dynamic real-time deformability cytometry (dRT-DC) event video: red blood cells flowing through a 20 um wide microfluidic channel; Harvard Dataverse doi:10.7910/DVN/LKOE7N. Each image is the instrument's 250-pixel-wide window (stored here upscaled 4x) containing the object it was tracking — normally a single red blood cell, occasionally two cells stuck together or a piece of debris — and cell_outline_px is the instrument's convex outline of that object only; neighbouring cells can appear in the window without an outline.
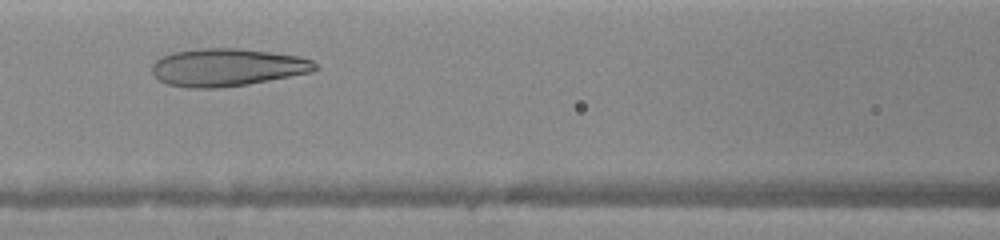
{"species": "human", "species_latin": "Homo sapiens", "temperature_condition": "warm", "stored_images_in_passage": 42, "camera_frame_rate_fps": 3000, "um_per_image_px": 0.085, "donor": {"sex": "female"}, "frame": {"image": 1, "passage_image": 13, "time_ms": 2.667, "image_size_px": [1000, 240], "cell_outline_px": [[320, 68], [312, 72], [248, 84], [220, 88], [184, 88], [168, 84], [160, 80], [152, 72], [152, 64], [160, 56], [172, 52], [196, 48], [240, 48], [272, 52], [300, 56], [312, 60]], "centroid_in_image_um": [19.31, 5.72], "position_along_channel_um": 147.3, "area_um2": 36.18}}
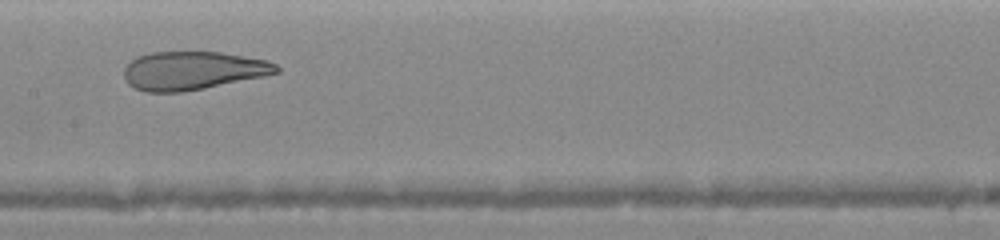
{"frame": {"image": 2, "passage_image": 17, "time_ms": 3.667, "image_size_px": [1000, 240], "cell_outline_px": [[280, 72], [264, 76], [184, 92], [144, 92], [128, 84], [124, 76], [124, 68], [136, 56], [152, 52], [220, 52], [268, 60], [276, 64], [280, 68]], "centroid_in_image_um": [16.39, 6.0], "position_along_channel_um": 191.0, "area_um2": 34.1}}
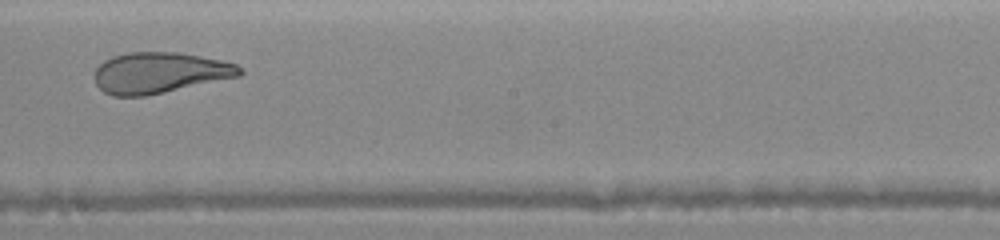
{"frame": {"image": 3, "passage_image": 21, "time_ms": 4.667, "image_size_px": [1000, 240], "cell_outline_px": [[244, 72], [240, 76], [144, 96], [112, 96], [104, 92], [96, 84], [96, 68], [104, 60], [112, 56], [128, 52], [176, 52], [200, 56], [220, 60], [236, 64]], "centroid_in_image_um": [13.55, 6.18], "position_along_channel_um": 234.6, "area_um2": 34.33}}